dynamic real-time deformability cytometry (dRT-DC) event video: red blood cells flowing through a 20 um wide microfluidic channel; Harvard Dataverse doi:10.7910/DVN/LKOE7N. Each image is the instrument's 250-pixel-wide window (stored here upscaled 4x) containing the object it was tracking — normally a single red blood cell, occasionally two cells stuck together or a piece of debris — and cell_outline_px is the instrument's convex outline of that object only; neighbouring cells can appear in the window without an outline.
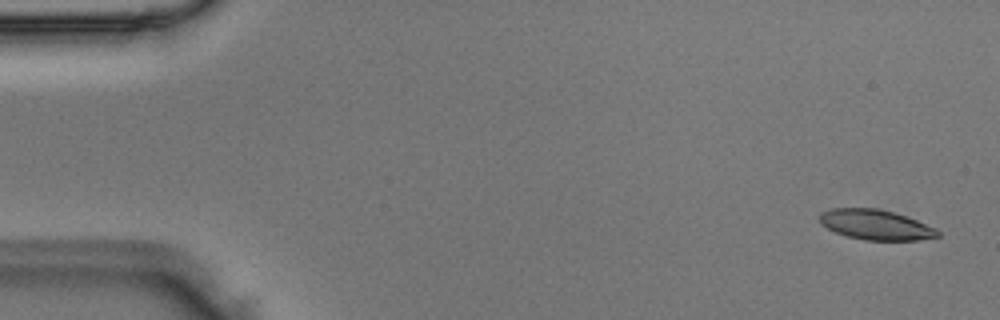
{"species": "Egyptian fruit bat (a non-hibernating species)", "species_latin": "Rousettus aegyptiacus", "temperature_condition": "room temperature", "stored_images_in_passage": 5, "camera_frame_rate_fps": 3000, "um_per_image_px": 0.085, "animal": {"sex": "male"}, "frame": {"image": 1, "passage_image": 1, "time_ms": 0.0, "image_size_px": [1000, 320], "cell_outline_px": [[940, 236], [916, 240], [864, 240], [848, 236], [836, 232], [820, 224], [820, 212], [832, 208], [876, 208], [892, 212], [916, 220], [936, 228], [940, 232]], "centroid_in_image_um": [74.42, 19.1], "position_along_channel_um": 10.6, "area_um2": 20.52}}
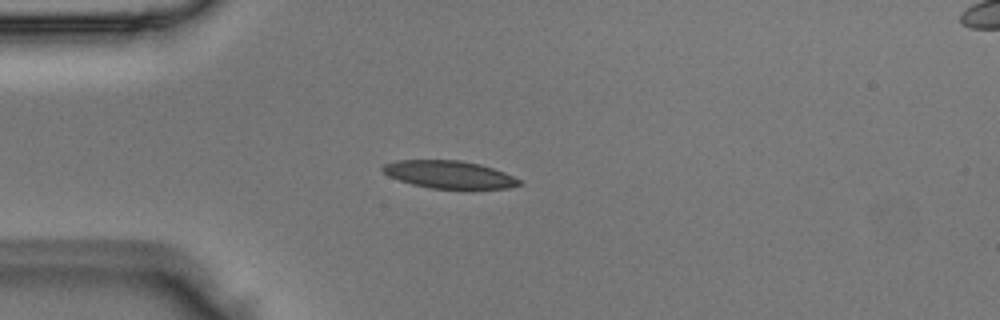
{"frame": {"image": 2, "passage_image": 4, "time_ms": 1.0, "image_size_px": [1000, 320], "cell_outline_px": [[524, 184], [508, 188], [428, 188], [412, 184], [388, 176], [380, 168], [384, 164], [396, 160], [460, 160], [480, 164], [504, 172], [520, 180]], "centroid_in_image_um": [38.16, 14.83], "position_along_channel_um": 46.8, "area_um2": 21.85}}